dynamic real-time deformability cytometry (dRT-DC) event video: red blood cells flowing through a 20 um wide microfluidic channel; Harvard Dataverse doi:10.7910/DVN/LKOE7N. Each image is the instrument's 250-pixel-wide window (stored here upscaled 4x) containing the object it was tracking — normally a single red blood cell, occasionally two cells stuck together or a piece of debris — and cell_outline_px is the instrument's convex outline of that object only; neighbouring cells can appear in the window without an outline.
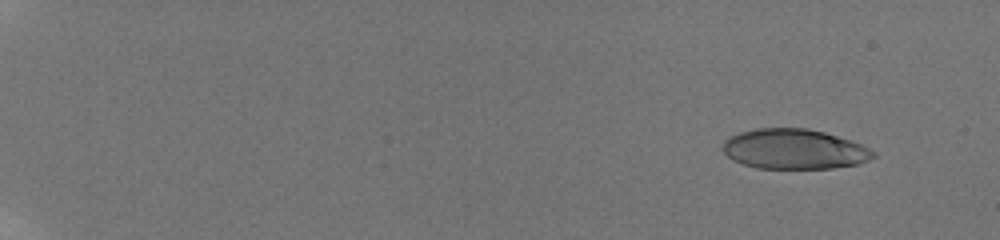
{"species": "human", "species_latin": "Homo sapiens", "temperature_condition": "room temperature", "stored_images_in_passage": 57, "camera_frame_rate_fps": 3000, "um_per_image_px": 0.085, "donor": {"sex": "male"}, "frame": {"image": 1, "passage_image": 5, "time_ms": 1.667, "image_size_px": [1000, 240], "cell_outline_px": [[876, 156], [868, 160], [856, 164], [832, 168], [756, 168], [732, 160], [720, 148], [724, 140], [740, 132], [756, 128], [808, 128], [824, 132], [860, 144], [876, 152]], "centroid_in_image_um": [67.47, 12.67], "position_along_channel_um": 17.5, "area_um2": 34.97}}
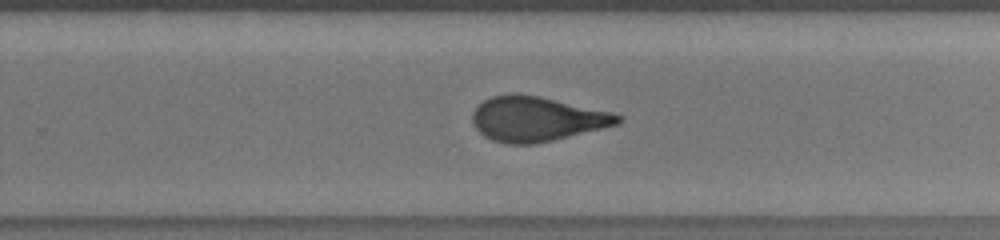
{"frame": {"image": 2, "passage_image": 46, "time_ms": 13.667, "image_size_px": [1000, 240], "cell_outline_px": [[624, 120], [620, 124], [604, 128], [536, 144], [508, 144], [492, 140], [484, 136], [472, 124], [472, 112], [484, 100], [492, 96], [540, 96], [612, 112], [624, 116]], "centroid_in_image_um": [45.67, 10.14], "position_along_channel_um": 284.1, "area_um2": 37.57}}
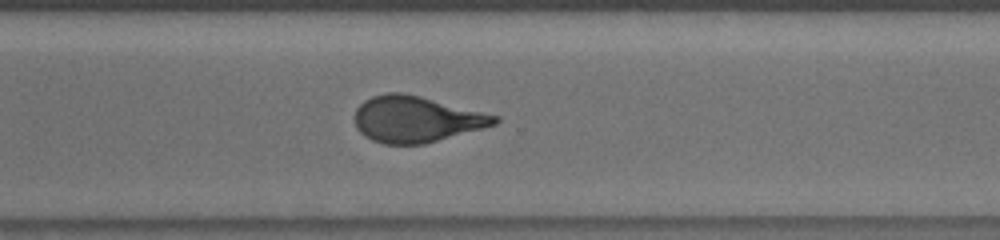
{"frame": {"image": 3, "passage_image": 54, "time_ms": 15.0, "image_size_px": [1000, 240], "cell_outline_px": [[500, 120], [496, 124], [424, 144], [384, 144], [372, 140], [364, 136], [356, 128], [356, 108], [364, 100], [372, 96], [388, 92], [404, 92], [500, 116]], "centroid_in_image_um": [35.36, 10.12], "position_along_channel_um": 335.2, "area_um2": 37.45}}